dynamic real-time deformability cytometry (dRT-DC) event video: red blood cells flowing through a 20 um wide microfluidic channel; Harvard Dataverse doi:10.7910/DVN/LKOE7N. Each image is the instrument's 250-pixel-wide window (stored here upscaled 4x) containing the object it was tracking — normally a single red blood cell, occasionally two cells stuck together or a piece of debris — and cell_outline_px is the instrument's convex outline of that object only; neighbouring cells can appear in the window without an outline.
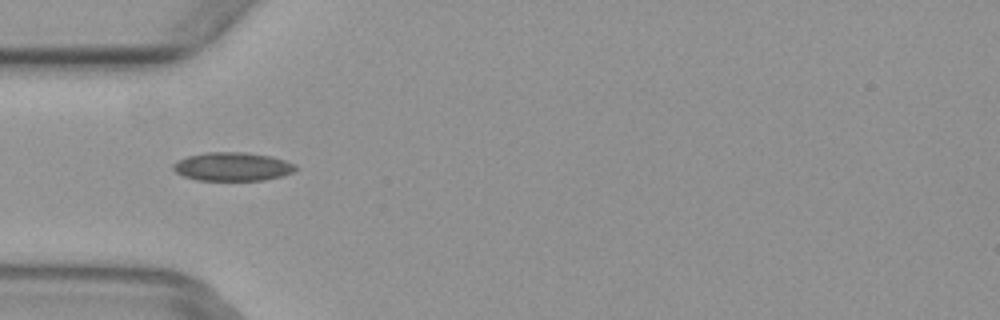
{"species": "common noctule bat (a hibernating species)", "species_latin": "Nyctalus noctula", "temperature_condition": "warm", "stored_images_in_passage": 6, "camera_frame_rate_fps": 3000, "um_per_image_px": 0.085, "animal": {"sex": "female", "body_mass_g": 29.2, "forearm_length_mm": 56.3}, "frame": {"image": 1, "passage_image": 5, "time_ms": 1.333, "image_size_px": [1000, 320], "cell_outline_px": [[300, 168], [284, 176], [264, 180], [196, 180], [184, 176], [176, 172], [172, 168], [172, 164], [188, 156], [204, 152], [248, 152], [272, 156], [296, 164]], "centroid_in_image_um": [19.81, 14.16], "position_along_channel_um": 65.2, "area_um2": 20.58}}
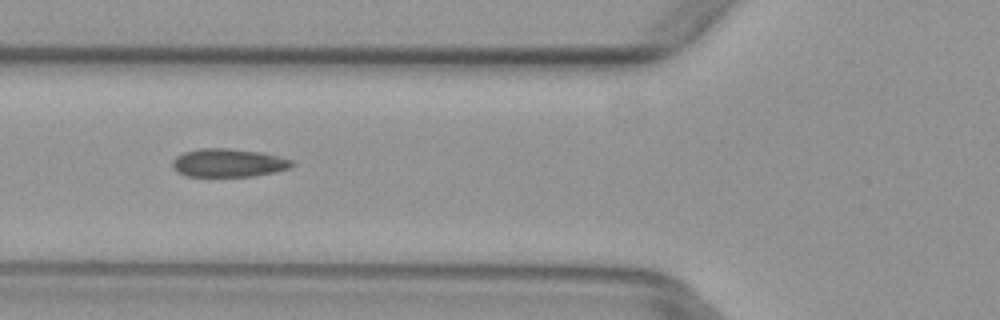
{"frame": {"image": 2, "passage_image": 6, "time_ms": 1.667, "image_size_px": [1000, 320], "cell_outline_px": [[296, 164], [288, 168], [276, 172], [252, 176], [184, 176], [176, 172], [172, 168], [172, 160], [176, 156], [184, 152], [200, 148], [228, 148], [264, 152], [292, 160]], "centroid_in_image_um": [19.4, 13.84], "position_along_channel_um": 106.4, "area_um2": 19.94}}